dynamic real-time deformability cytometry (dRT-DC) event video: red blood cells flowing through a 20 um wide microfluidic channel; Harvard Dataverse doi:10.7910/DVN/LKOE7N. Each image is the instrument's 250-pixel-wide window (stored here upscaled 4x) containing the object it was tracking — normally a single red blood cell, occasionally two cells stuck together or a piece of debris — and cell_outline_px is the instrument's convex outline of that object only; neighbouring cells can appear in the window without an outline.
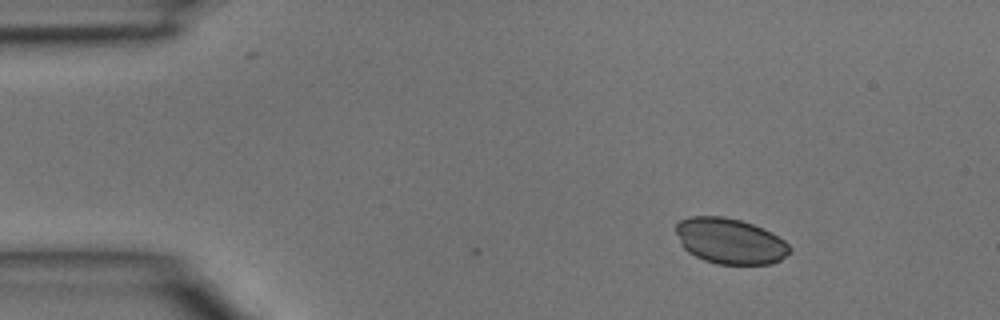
{"species": "common noctule bat (a hibernating species)", "species_latin": "Nyctalus noctula", "temperature_condition": "room temperature", "stored_images_in_passage": 36, "camera_frame_rate_fps": 3000, "um_per_image_px": 0.085, "animal": {"sex": "male", "body_mass_g": 15.6}, "frame": {"image": 1, "passage_image": 1, "time_ms": 0.0, "image_size_px": [1000, 320], "cell_outline_px": [[792, 252], [780, 260], [772, 264], [716, 264], [704, 260], [688, 252], [680, 244], [676, 232], [676, 224], [680, 220], [688, 216], [724, 216], [740, 220], [752, 224], [784, 240], [792, 248]], "centroid_in_image_um": [62.03, 20.5], "position_along_channel_um": 23.0, "area_um2": 30.29}}
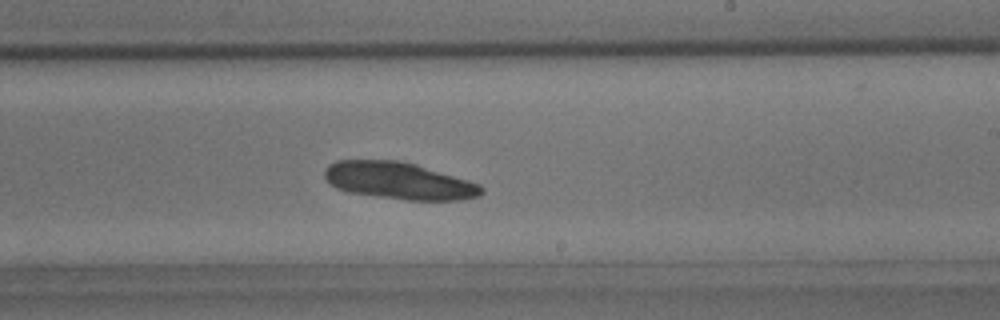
{"frame": {"image": 2, "passage_image": 22, "time_ms": 7.0, "image_size_px": [1000, 320], "cell_outline_px": [[484, 192], [480, 196], [464, 200], [404, 200], [348, 192], [336, 188], [328, 184], [324, 176], [324, 172], [328, 164], [336, 160], [396, 160], [416, 164], [468, 180], [480, 184], [484, 188]], "centroid_in_image_um": [33.9, 15.37], "position_along_channel_um": 255.1, "area_um2": 34.16}}
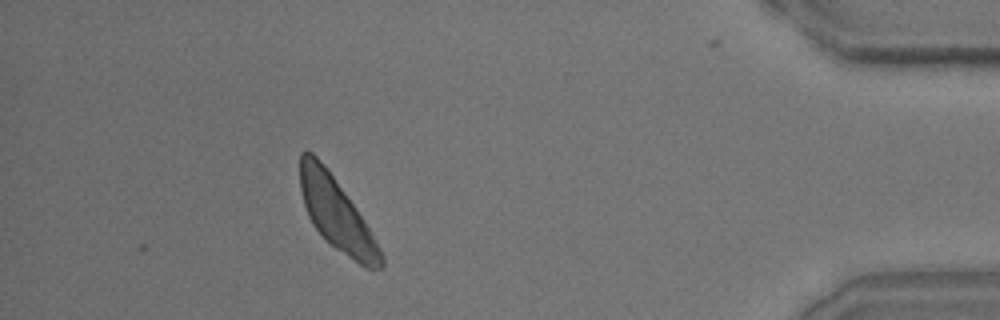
{"frame": {"image": 3, "passage_image": 36, "time_ms": 11.667, "image_size_px": [1000, 320], "cell_outline_px": [[384, 264], [380, 268], [364, 268], [324, 240], [312, 224], [308, 216], [304, 204], [300, 188], [300, 152], [312, 152], [328, 168], [356, 208], [380, 248], [384, 256]], "centroid_in_image_um": [28.59, 18.19], "position_along_channel_um": 406.6, "area_um2": 33.76}}